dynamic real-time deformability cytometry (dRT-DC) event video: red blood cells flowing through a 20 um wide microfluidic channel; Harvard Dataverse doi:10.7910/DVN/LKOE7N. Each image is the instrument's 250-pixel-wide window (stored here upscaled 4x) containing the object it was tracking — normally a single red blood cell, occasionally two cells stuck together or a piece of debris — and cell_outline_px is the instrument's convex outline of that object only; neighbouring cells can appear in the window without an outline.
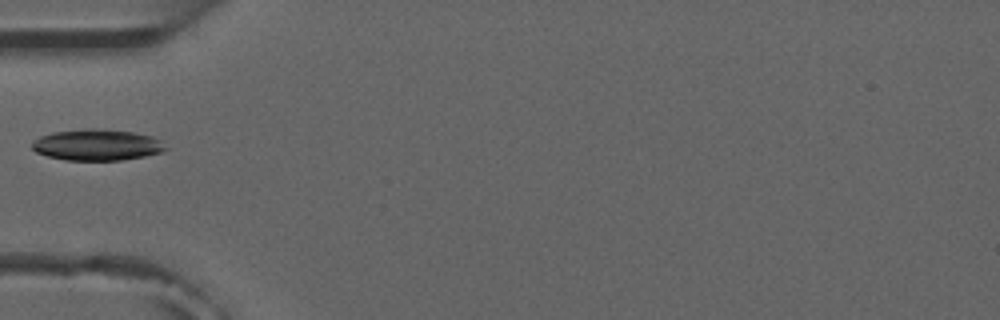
{"species": "common noctule bat (a hibernating species)", "species_latin": "Nyctalus noctula", "temperature_condition": "room temperature", "stored_images_in_passage": 5, "camera_frame_rate_fps": 3000, "um_per_image_px": 0.085, "animal": {"sex": "male", "forearm_length_mm": 52.5}, "frame": {"image": 1, "passage_image": 5, "time_ms": 4.667, "image_size_px": [1000, 320], "cell_outline_px": [[168, 148], [160, 152], [144, 156], [120, 160], [64, 160], [48, 156], [36, 152], [32, 148], [32, 144], [40, 136], [52, 132], [84, 128], [100, 128], [136, 132], [152, 136], [160, 140]], "centroid_in_image_um": [8.25, 12.3], "position_along_channel_um": 76.7, "area_um2": 24.39}}